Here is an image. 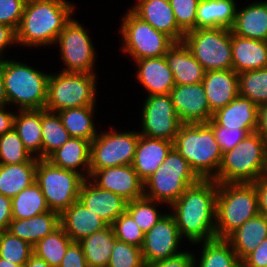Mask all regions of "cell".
Returning a JSON list of instances; mask_svg holds the SVG:
<instances>
[{
  "label": "cell",
  "mask_w": 267,
  "mask_h": 267,
  "mask_svg": "<svg viewBox=\"0 0 267 267\" xmlns=\"http://www.w3.org/2000/svg\"><path fill=\"white\" fill-rule=\"evenodd\" d=\"M217 191L214 179H200L169 206L181 238L192 243L216 238Z\"/></svg>",
  "instance_id": "obj_1"
},
{
  "label": "cell",
  "mask_w": 267,
  "mask_h": 267,
  "mask_svg": "<svg viewBox=\"0 0 267 267\" xmlns=\"http://www.w3.org/2000/svg\"><path fill=\"white\" fill-rule=\"evenodd\" d=\"M73 5L65 0H26L16 43L29 47L55 44L71 19Z\"/></svg>",
  "instance_id": "obj_2"
},
{
  "label": "cell",
  "mask_w": 267,
  "mask_h": 267,
  "mask_svg": "<svg viewBox=\"0 0 267 267\" xmlns=\"http://www.w3.org/2000/svg\"><path fill=\"white\" fill-rule=\"evenodd\" d=\"M173 147L200 179H213L218 174L223 153L208 123L181 124Z\"/></svg>",
  "instance_id": "obj_3"
},
{
  "label": "cell",
  "mask_w": 267,
  "mask_h": 267,
  "mask_svg": "<svg viewBox=\"0 0 267 267\" xmlns=\"http://www.w3.org/2000/svg\"><path fill=\"white\" fill-rule=\"evenodd\" d=\"M267 173V143L250 133L233 149L223 153L217 183H253Z\"/></svg>",
  "instance_id": "obj_4"
},
{
  "label": "cell",
  "mask_w": 267,
  "mask_h": 267,
  "mask_svg": "<svg viewBox=\"0 0 267 267\" xmlns=\"http://www.w3.org/2000/svg\"><path fill=\"white\" fill-rule=\"evenodd\" d=\"M258 214V196L253 183H218L216 238L227 239Z\"/></svg>",
  "instance_id": "obj_5"
},
{
  "label": "cell",
  "mask_w": 267,
  "mask_h": 267,
  "mask_svg": "<svg viewBox=\"0 0 267 267\" xmlns=\"http://www.w3.org/2000/svg\"><path fill=\"white\" fill-rule=\"evenodd\" d=\"M8 105H19V110L45 109L47 83L50 74L14 60H0Z\"/></svg>",
  "instance_id": "obj_6"
},
{
  "label": "cell",
  "mask_w": 267,
  "mask_h": 267,
  "mask_svg": "<svg viewBox=\"0 0 267 267\" xmlns=\"http://www.w3.org/2000/svg\"><path fill=\"white\" fill-rule=\"evenodd\" d=\"M199 180L188 162L172 147L161 166L144 182V197L171 205Z\"/></svg>",
  "instance_id": "obj_7"
},
{
  "label": "cell",
  "mask_w": 267,
  "mask_h": 267,
  "mask_svg": "<svg viewBox=\"0 0 267 267\" xmlns=\"http://www.w3.org/2000/svg\"><path fill=\"white\" fill-rule=\"evenodd\" d=\"M95 73L62 72L50 74L45 109L59 112L69 108L94 106Z\"/></svg>",
  "instance_id": "obj_8"
},
{
  "label": "cell",
  "mask_w": 267,
  "mask_h": 267,
  "mask_svg": "<svg viewBox=\"0 0 267 267\" xmlns=\"http://www.w3.org/2000/svg\"><path fill=\"white\" fill-rule=\"evenodd\" d=\"M84 180L80 173L57 167L47 159L37 161L35 181L48 208L59 214L78 200Z\"/></svg>",
  "instance_id": "obj_9"
},
{
  "label": "cell",
  "mask_w": 267,
  "mask_h": 267,
  "mask_svg": "<svg viewBox=\"0 0 267 267\" xmlns=\"http://www.w3.org/2000/svg\"><path fill=\"white\" fill-rule=\"evenodd\" d=\"M183 42L205 72L232 69L231 29H194L185 33Z\"/></svg>",
  "instance_id": "obj_10"
},
{
  "label": "cell",
  "mask_w": 267,
  "mask_h": 267,
  "mask_svg": "<svg viewBox=\"0 0 267 267\" xmlns=\"http://www.w3.org/2000/svg\"><path fill=\"white\" fill-rule=\"evenodd\" d=\"M123 51L135 60L165 56L176 43L167 34L156 30L130 9L122 20Z\"/></svg>",
  "instance_id": "obj_11"
},
{
  "label": "cell",
  "mask_w": 267,
  "mask_h": 267,
  "mask_svg": "<svg viewBox=\"0 0 267 267\" xmlns=\"http://www.w3.org/2000/svg\"><path fill=\"white\" fill-rule=\"evenodd\" d=\"M139 132H103L91 141L90 170L132 165Z\"/></svg>",
  "instance_id": "obj_12"
},
{
  "label": "cell",
  "mask_w": 267,
  "mask_h": 267,
  "mask_svg": "<svg viewBox=\"0 0 267 267\" xmlns=\"http://www.w3.org/2000/svg\"><path fill=\"white\" fill-rule=\"evenodd\" d=\"M85 28L70 19L59 33L56 44L66 67L62 72L94 73L95 49Z\"/></svg>",
  "instance_id": "obj_13"
},
{
  "label": "cell",
  "mask_w": 267,
  "mask_h": 267,
  "mask_svg": "<svg viewBox=\"0 0 267 267\" xmlns=\"http://www.w3.org/2000/svg\"><path fill=\"white\" fill-rule=\"evenodd\" d=\"M140 135L174 142L181 126L170 94L148 95L142 110Z\"/></svg>",
  "instance_id": "obj_14"
},
{
  "label": "cell",
  "mask_w": 267,
  "mask_h": 267,
  "mask_svg": "<svg viewBox=\"0 0 267 267\" xmlns=\"http://www.w3.org/2000/svg\"><path fill=\"white\" fill-rule=\"evenodd\" d=\"M181 239L173 215L165 214L148 232L144 233L141 251L145 263L157 262L181 254L182 252L177 251Z\"/></svg>",
  "instance_id": "obj_15"
},
{
  "label": "cell",
  "mask_w": 267,
  "mask_h": 267,
  "mask_svg": "<svg viewBox=\"0 0 267 267\" xmlns=\"http://www.w3.org/2000/svg\"><path fill=\"white\" fill-rule=\"evenodd\" d=\"M89 178L96 186L117 194L127 202L144 197V182L132 165L90 170Z\"/></svg>",
  "instance_id": "obj_16"
},
{
  "label": "cell",
  "mask_w": 267,
  "mask_h": 267,
  "mask_svg": "<svg viewBox=\"0 0 267 267\" xmlns=\"http://www.w3.org/2000/svg\"><path fill=\"white\" fill-rule=\"evenodd\" d=\"M169 94L182 124L208 123L212 119L202 82L175 85Z\"/></svg>",
  "instance_id": "obj_17"
},
{
  "label": "cell",
  "mask_w": 267,
  "mask_h": 267,
  "mask_svg": "<svg viewBox=\"0 0 267 267\" xmlns=\"http://www.w3.org/2000/svg\"><path fill=\"white\" fill-rule=\"evenodd\" d=\"M85 179L80 188L78 200L108 226L126 212L127 201L117 194L96 186L92 180Z\"/></svg>",
  "instance_id": "obj_18"
},
{
  "label": "cell",
  "mask_w": 267,
  "mask_h": 267,
  "mask_svg": "<svg viewBox=\"0 0 267 267\" xmlns=\"http://www.w3.org/2000/svg\"><path fill=\"white\" fill-rule=\"evenodd\" d=\"M130 9L136 16L153 28L171 37L175 42H183L185 33L178 27L169 0H137Z\"/></svg>",
  "instance_id": "obj_19"
},
{
  "label": "cell",
  "mask_w": 267,
  "mask_h": 267,
  "mask_svg": "<svg viewBox=\"0 0 267 267\" xmlns=\"http://www.w3.org/2000/svg\"><path fill=\"white\" fill-rule=\"evenodd\" d=\"M202 83L213 113L239 95L238 74L233 69L205 72Z\"/></svg>",
  "instance_id": "obj_20"
},
{
  "label": "cell",
  "mask_w": 267,
  "mask_h": 267,
  "mask_svg": "<svg viewBox=\"0 0 267 267\" xmlns=\"http://www.w3.org/2000/svg\"><path fill=\"white\" fill-rule=\"evenodd\" d=\"M208 124L232 129H257L258 106L238 95L228 105L215 111Z\"/></svg>",
  "instance_id": "obj_21"
},
{
  "label": "cell",
  "mask_w": 267,
  "mask_h": 267,
  "mask_svg": "<svg viewBox=\"0 0 267 267\" xmlns=\"http://www.w3.org/2000/svg\"><path fill=\"white\" fill-rule=\"evenodd\" d=\"M172 147V141L139 136L132 167L143 182L161 166Z\"/></svg>",
  "instance_id": "obj_22"
},
{
  "label": "cell",
  "mask_w": 267,
  "mask_h": 267,
  "mask_svg": "<svg viewBox=\"0 0 267 267\" xmlns=\"http://www.w3.org/2000/svg\"><path fill=\"white\" fill-rule=\"evenodd\" d=\"M60 226L73 242H79L108 225L77 200L60 214Z\"/></svg>",
  "instance_id": "obj_23"
},
{
  "label": "cell",
  "mask_w": 267,
  "mask_h": 267,
  "mask_svg": "<svg viewBox=\"0 0 267 267\" xmlns=\"http://www.w3.org/2000/svg\"><path fill=\"white\" fill-rule=\"evenodd\" d=\"M137 79L149 95L169 94L175 86L174 76L165 56L135 60Z\"/></svg>",
  "instance_id": "obj_24"
},
{
  "label": "cell",
  "mask_w": 267,
  "mask_h": 267,
  "mask_svg": "<svg viewBox=\"0 0 267 267\" xmlns=\"http://www.w3.org/2000/svg\"><path fill=\"white\" fill-rule=\"evenodd\" d=\"M232 69L240 74L267 67V41L243 38L231 32Z\"/></svg>",
  "instance_id": "obj_25"
},
{
  "label": "cell",
  "mask_w": 267,
  "mask_h": 267,
  "mask_svg": "<svg viewBox=\"0 0 267 267\" xmlns=\"http://www.w3.org/2000/svg\"><path fill=\"white\" fill-rule=\"evenodd\" d=\"M165 58L173 73L175 85L202 82L205 70L184 42H176L167 51Z\"/></svg>",
  "instance_id": "obj_26"
},
{
  "label": "cell",
  "mask_w": 267,
  "mask_h": 267,
  "mask_svg": "<svg viewBox=\"0 0 267 267\" xmlns=\"http://www.w3.org/2000/svg\"><path fill=\"white\" fill-rule=\"evenodd\" d=\"M59 226L60 214L50 210L31 218L12 219L7 231L34 246L39 240L51 234Z\"/></svg>",
  "instance_id": "obj_27"
},
{
  "label": "cell",
  "mask_w": 267,
  "mask_h": 267,
  "mask_svg": "<svg viewBox=\"0 0 267 267\" xmlns=\"http://www.w3.org/2000/svg\"><path fill=\"white\" fill-rule=\"evenodd\" d=\"M90 144L91 142L86 139L71 137L63 146L54 151L47 160L57 167L80 173L87 179L90 176ZM81 166L87 175L81 173L82 170L77 169Z\"/></svg>",
  "instance_id": "obj_28"
},
{
  "label": "cell",
  "mask_w": 267,
  "mask_h": 267,
  "mask_svg": "<svg viewBox=\"0 0 267 267\" xmlns=\"http://www.w3.org/2000/svg\"><path fill=\"white\" fill-rule=\"evenodd\" d=\"M236 14L234 0H200L196 11L195 29H231Z\"/></svg>",
  "instance_id": "obj_29"
},
{
  "label": "cell",
  "mask_w": 267,
  "mask_h": 267,
  "mask_svg": "<svg viewBox=\"0 0 267 267\" xmlns=\"http://www.w3.org/2000/svg\"><path fill=\"white\" fill-rule=\"evenodd\" d=\"M231 32L243 38L267 41V1L237 10Z\"/></svg>",
  "instance_id": "obj_30"
},
{
  "label": "cell",
  "mask_w": 267,
  "mask_h": 267,
  "mask_svg": "<svg viewBox=\"0 0 267 267\" xmlns=\"http://www.w3.org/2000/svg\"><path fill=\"white\" fill-rule=\"evenodd\" d=\"M267 238V217L261 214L247 220L227 240L242 261Z\"/></svg>",
  "instance_id": "obj_31"
},
{
  "label": "cell",
  "mask_w": 267,
  "mask_h": 267,
  "mask_svg": "<svg viewBox=\"0 0 267 267\" xmlns=\"http://www.w3.org/2000/svg\"><path fill=\"white\" fill-rule=\"evenodd\" d=\"M38 158L21 164H0V194L13 198L36 179Z\"/></svg>",
  "instance_id": "obj_32"
},
{
  "label": "cell",
  "mask_w": 267,
  "mask_h": 267,
  "mask_svg": "<svg viewBox=\"0 0 267 267\" xmlns=\"http://www.w3.org/2000/svg\"><path fill=\"white\" fill-rule=\"evenodd\" d=\"M14 118V130L21 138L24 148L33 157L42 159L41 109L19 110ZM38 153V154H35Z\"/></svg>",
  "instance_id": "obj_33"
},
{
  "label": "cell",
  "mask_w": 267,
  "mask_h": 267,
  "mask_svg": "<svg viewBox=\"0 0 267 267\" xmlns=\"http://www.w3.org/2000/svg\"><path fill=\"white\" fill-rule=\"evenodd\" d=\"M115 233L112 226L94 232L79 241L88 267H107L115 248Z\"/></svg>",
  "instance_id": "obj_34"
},
{
  "label": "cell",
  "mask_w": 267,
  "mask_h": 267,
  "mask_svg": "<svg viewBox=\"0 0 267 267\" xmlns=\"http://www.w3.org/2000/svg\"><path fill=\"white\" fill-rule=\"evenodd\" d=\"M94 106L69 108L57 112L71 137L92 141L97 136L93 120Z\"/></svg>",
  "instance_id": "obj_35"
},
{
  "label": "cell",
  "mask_w": 267,
  "mask_h": 267,
  "mask_svg": "<svg viewBox=\"0 0 267 267\" xmlns=\"http://www.w3.org/2000/svg\"><path fill=\"white\" fill-rule=\"evenodd\" d=\"M11 206L12 219L31 218L50 211L36 181L11 198Z\"/></svg>",
  "instance_id": "obj_36"
},
{
  "label": "cell",
  "mask_w": 267,
  "mask_h": 267,
  "mask_svg": "<svg viewBox=\"0 0 267 267\" xmlns=\"http://www.w3.org/2000/svg\"><path fill=\"white\" fill-rule=\"evenodd\" d=\"M42 159H47L70 138L57 112L41 109Z\"/></svg>",
  "instance_id": "obj_37"
},
{
  "label": "cell",
  "mask_w": 267,
  "mask_h": 267,
  "mask_svg": "<svg viewBox=\"0 0 267 267\" xmlns=\"http://www.w3.org/2000/svg\"><path fill=\"white\" fill-rule=\"evenodd\" d=\"M203 243L199 267H242L227 239L214 238Z\"/></svg>",
  "instance_id": "obj_38"
},
{
  "label": "cell",
  "mask_w": 267,
  "mask_h": 267,
  "mask_svg": "<svg viewBox=\"0 0 267 267\" xmlns=\"http://www.w3.org/2000/svg\"><path fill=\"white\" fill-rule=\"evenodd\" d=\"M72 242L64 229L59 226L33 246V254L46 261L51 267H59Z\"/></svg>",
  "instance_id": "obj_39"
},
{
  "label": "cell",
  "mask_w": 267,
  "mask_h": 267,
  "mask_svg": "<svg viewBox=\"0 0 267 267\" xmlns=\"http://www.w3.org/2000/svg\"><path fill=\"white\" fill-rule=\"evenodd\" d=\"M239 95L255 105L267 103V67L238 74Z\"/></svg>",
  "instance_id": "obj_40"
},
{
  "label": "cell",
  "mask_w": 267,
  "mask_h": 267,
  "mask_svg": "<svg viewBox=\"0 0 267 267\" xmlns=\"http://www.w3.org/2000/svg\"><path fill=\"white\" fill-rule=\"evenodd\" d=\"M155 201L146 197L134 199L127 203L126 212L134 219L139 228L146 233L148 232L165 214H160Z\"/></svg>",
  "instance_id": "obj_41"
},
{
  "label": "cell",
  "mask_w": 267,
  "mask_h": 267,
  "mask_svg": "<svg viewBox=\"0 0 267 267\" xmlns=\"http://www.w3.org/2000/svg\"><path fill=\"white\" fill-rule=\"evenodd\" d=\"M33 255V246L12 235L7 230L0 231V258L18 265H25Z\"/></svg>",
  "instance_id": "obj_42"
},
{
  "label": "cell",
  "mask_w": 267,
  "mask_h": 267,
  "mask_svg": "<svg viewBox=\"0 0 267 267\" xmlns=\"http://www.w3.org/2000/svg\"><path fill=\"white\" fill-rule=\"evenodd\" d=\"M32 157L14 128L0 136V164L26 163Z\"/></svg>",
  "instance_id": "obj_43"
},
{
  "label": "cell",
  "mask_w": 267,
  "mask_h": 267,
  "mask_svg": "<svg viewBox=\"0 0 267 267\" xmlns=\"http://www.w3.org/2000/svg\"><path fill=\"white\" fill-rule=\"evenodd\" d=\"M107 267H145L141 248L115 239Z\"/></svg>",
  "instance_id": "obj_44"
},
{
  "label": "cell",
  "mask_w": 267,
  "mask_h": 267,
  "mask_svg": "<svg viewBox=\"0 0 267 267\" xmlns=\"http://www.w3.org/2000/svg\"><path fill=\"white\" fill-rule=\"evenodd\" d=\"M112 227L116 239L141 248L144 240V232L127 212L121 214L114 221Z\"/></svg>",
  "instance_id": "obj_45"
},
{
  "label": "cell",
  "mask_w": 267,
  "mask_h": 267,
  "mask_svg": "<svg viewBox=\"0 0 267 267\" xmlns=\"http://www.w3.org/2000/svg\"><path fill=\"white\" fill-rule=\"evenodd\" d=\"M200 0H169L178 27L184 32L195 29L196 11Z\"/></svg>",
  "instance_id": "obj_46"
},
{
  "label": "cell",
  "mask_w": 267,
  "mask_h": 267,
  "mask_svg": "<svg viewBox=\"0 0 267 267\" xmlns=\"http://www.w3.org/2000/svg\"><path fill=\"white\" fill-rule=\"evenodd\" d=\"M215 140L218 142L222 153L233 149L247 135L256 132V129H232L224 126H211Z\"/></svg>",
  "instance_id": "obj_47"
},
{
  "label": "cell",
  "mask_w": 267,
  "mask_h": 267,
  "mask_svg": "<svg viewBox=\"0 0 267 267\" xmlns=\"http://www.w3.org/2000/svg\"><path fill=\"white\" fill-rule=\"evenodd\" d=\"M26 0H0V23L17 30Z\"/></svg>",
  "instance_id": "obj_48"
},
{
  "label": "cell",
  "mask_w": 267,
  "mask_h": 267,
  "mask_svg": "<svg viewBox=\"0 0 267 267\" xmlns=\"http://www.w3.org/2000/svg\"><path fill=\"white\" fill-rule=\"evenodd\" d=\"M192 253L183 252L175 257L167 258L157 262L145 263V267H195L196 258Z\"/></svg>",
  "instance_id": "obj_49"
},
{
  "label": "cell",
  "mask_w": 267,
  "mask_h": 267,
  "mask_svg": "<svg viewBox=\"0 0 267 267\" xmlns=\"http://www.w3.org/2000/svg\"><path fill=\"white\" fill-rule=\"evenodd\" d=\"M59 267H88L86 258L79 242H72Z\"/></svg>",
  "instance_id": "obj_50"
},
{
  "label": "cell",
  "mask_w": 267,
  "mask_h": 267,
  "mask_svg": "<svg viewBox=\"0 0 267 267\" xmlns=\"http://www.w3.org/2000/svg\"><path fill=\"white\" fill-rule=\"evenodd\" d=\"M242 267H267V238L242 261Z\"/></svg>",
  "instance_id": "obj_51"
},
{
  "label": "cell",
  "mask_w": 267,
  "mask_h": 267,
  "mask_svg": "<svg viewBox=\"0 0 267 267\" xmlns=\"http://www.w3.org/2000/svg\"><path fill=\"white\" fill-rule=\"evenodd\" d=\"M258 196L259 214L267 217V173L253 182Z\"/></svg>",
  "instance_id": "obj_52"
},
{
  "label": "cell",
  "mask_w": 267,
  "mask_h": 267,
  "mask_svg": "<svg viewBox=\"0 0 267 267\" xmlns=\"http://www.w3.org/2000/svg\"><path fill=\"white\" fill-rule=\"evenodd\" d=\"M12 220L11 198L0 194V231L7 230Z\"/></svg>",
  "instance_id": "obj_53"
},
{
  "label": "cell",
  "mask_w": 267,
  "mask_h": 267,
  "mask_svg": "<svg viewBox=\"0 0 267 267\" xmlns=\"http://www.w3.org/2000/svg\"><path fill=\"white\" fill-rule=\"evenodd\" d=\"M12 43L16 44V31L12 27L0 23V60L3 57L1 55L3 50Z\"/></svg>",
  "instance_id": "obj_54"
},
{
  "label": "cell",
  "mask_w": 267,
  "mask_h": 267,
  "mask_svg": "<svg viewBox=\"0 0 267 267\" xmlns=\"http://www.w3.org/2000/svg\"><path fill=\"white\" fill-rule=\"evenodd\" d=\"M256 132L261 135L267 143V103L258 106V124Z\"/></svg>",
  "instance_id": "obj_55"
},
{
  "label": "cell",
  "mask_w": 267,
  "mask_h": 267,
  "mask_svg": "<svg viewBox=\"0 0 267 267\" xmlns=\"http://www.w3.org/2000/svg\"><path fill=\"white\" fill-rule=\"evenodd\" d=\"M5 107H0V136L13 129L15 113L6 112Z\"/></svg>",
  "instance_id": "obj_56"
},
{
  "label": "cell",
  "mask_w": 267,
  "mask_h": 267,
  "mask_svg": "<svg viewBox=\"0 0 267 267\" xmlns=\"http://www.w3.org/2000/svg\"><path fill=\"white\" fill-rule=\"evenodd\" d=\"M25 267H51L46 261L33 254L26 262Z\"/></svg>",
  "instance_id": "obj_57"
},
{
  "label": "cell",
  "mask_w": 267,
  "mask_h": 267,
  "mask_svg": "<svg viewBox=\"0 0 267 267\" xmlns=\"http://www.w3.org/2000/svg\"><path fill=\"white\" fill-rule=\"evenodd\" d=\"M8 104V100L6 97V91L4 87V81L1 74V68H0V107L5 106Z\"/></svg>",
  "instance_id": "obj_58"
},
{
  "label": "cell",
  "mask_w": 267,
  "mask_h": 267,
  "mask_svg": "<svg viewBox=\"0 0 267 267\" xmlns=\"http://www.w3.org/2000/svg\"><path fill=\"white\" fill-rule=\"evenodd\" d=\"M0 267H25V265L14 264L6 259L0 258Z\"/></svg>",
  "instance_id": "obj_59"
}]
</instances>
